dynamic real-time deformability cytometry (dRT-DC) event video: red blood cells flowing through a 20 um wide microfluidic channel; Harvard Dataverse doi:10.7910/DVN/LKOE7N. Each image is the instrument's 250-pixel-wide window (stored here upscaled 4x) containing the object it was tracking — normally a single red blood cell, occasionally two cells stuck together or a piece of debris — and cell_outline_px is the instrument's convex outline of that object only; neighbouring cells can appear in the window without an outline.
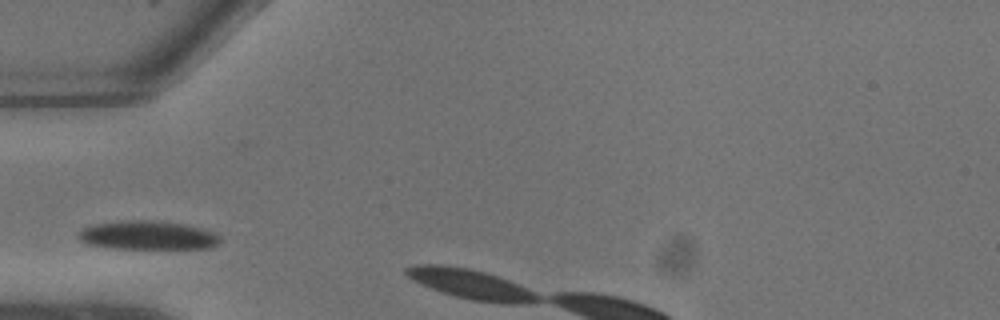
{"species": "common noctule bat (a hibernating species)", "species_latin": "Nyctalus noctula", "temperature_condition": "warm", "stored_images_in_passage": 2, "camera_frame_rate_fps": 3000, "um_per_image_px": 0.085, "animal": {"sex": "male", "body_mass_g": 13.3}, "frame": {"image": 1, "passage_image": 1, "time_ms": 0.0, "image_size_px": [1000, 320], "cell_outline_px": [[220, 240], [212, 248], [108, 248], [84, 244], [76, 236], [84, 228], [96, 224], [124, 220], [148, 220], [184, 224], [200, 228], [212, 232], [220, 236]], "centroid_in_image_um": [12.51, 20.01], "position_along_channel_um": 72.5, "area_um2": 23.58}}